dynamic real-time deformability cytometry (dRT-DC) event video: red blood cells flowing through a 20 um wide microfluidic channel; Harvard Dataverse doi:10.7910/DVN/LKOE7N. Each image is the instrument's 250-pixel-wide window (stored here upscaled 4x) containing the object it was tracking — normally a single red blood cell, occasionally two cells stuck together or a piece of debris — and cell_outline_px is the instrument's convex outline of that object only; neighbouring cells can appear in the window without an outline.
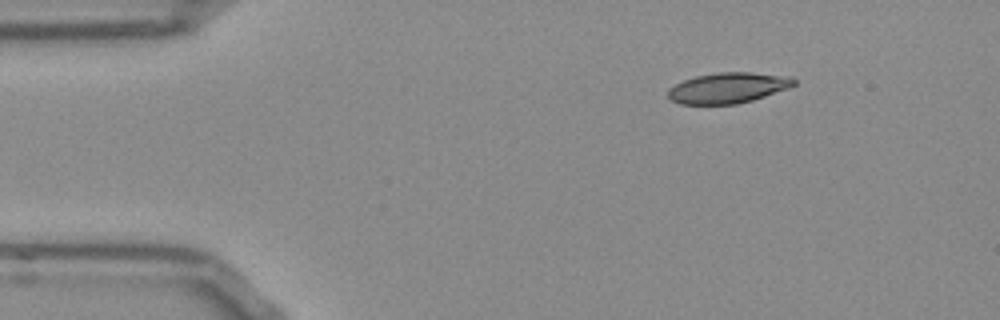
{"species": "Egyptian fruit bat (a non-hibernating species)", "species_latin": "Rousettus aegyptiacus", "temperature_condition": "room temperature", "stored_images_in_passage": 46, "camera_frame_rate_fps": 3000, "um_per_image_px": 0.085, "frame": {"image": 1, "passage_image": 1, "time_ms": 0.0, "image_size_px": [1000, 320], "cell_outline_px": [[796, 84], [788, 88], [752, 100], [736, 104], [680, 104], [672, 100], [668, 96], [668, 88], [684, 80], [696, 76], [720, 72], [752, 72], [792, 76], [796, 80]], "centroid_in_image_um": [61.9, 7.46], "position_along_channel_um": 23.1, "area_um2": 22.43}}
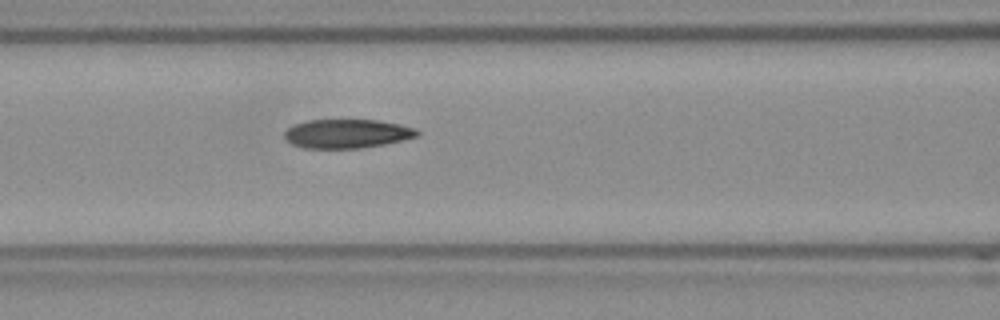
{"frame": {"image": 2, "passage_image": 15, "time_ms": 4.667, "image_size_px": [1000, 320], "cell_outline_px": [[420, 132], [416, 136], [384, 144], [360, 148], [304, 148], [292, 144], [284, 136], [284, 132], [292, 124], [308, 120], [376, 120], [400, 124], [416, 128]], "centroid_in_image_um": [29.47, 11.35], "position_along_channel_um": 137.1, "area_um2": 22.25}}
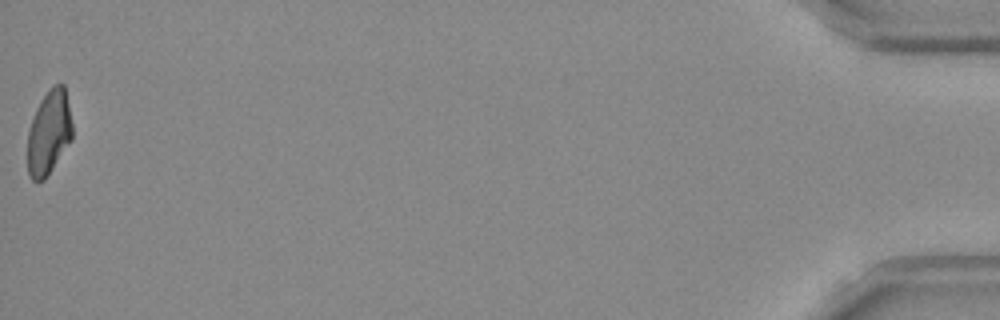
{"frame": {"image": 3, "passage_image": 46, "time_ms": 15.0, "image_size_px": [1000, 320], "cell_outline_px": [[72, 140], [44, 180], [32, 180], [28, 172], [28, 132], [36, 108], [40, 100], [48, 88], [52, 84], [64, 84], [72, 124]], "centroid_in_image_um": [4.17, 11.24], "position_along_channel_um": 431.0, "area_um2": 21.91}, "authors_computed_cell_mechanics": {"area_um2": 22.9466, "velocity_mm_per_s": 3.8569, "shape_relaxation_time_tau1_ms": null, "shape_relaxation_time_tau2_ms": 4.4328, "deformation_change_tau1": null, "deformation_change_tau2": 0.1174}}